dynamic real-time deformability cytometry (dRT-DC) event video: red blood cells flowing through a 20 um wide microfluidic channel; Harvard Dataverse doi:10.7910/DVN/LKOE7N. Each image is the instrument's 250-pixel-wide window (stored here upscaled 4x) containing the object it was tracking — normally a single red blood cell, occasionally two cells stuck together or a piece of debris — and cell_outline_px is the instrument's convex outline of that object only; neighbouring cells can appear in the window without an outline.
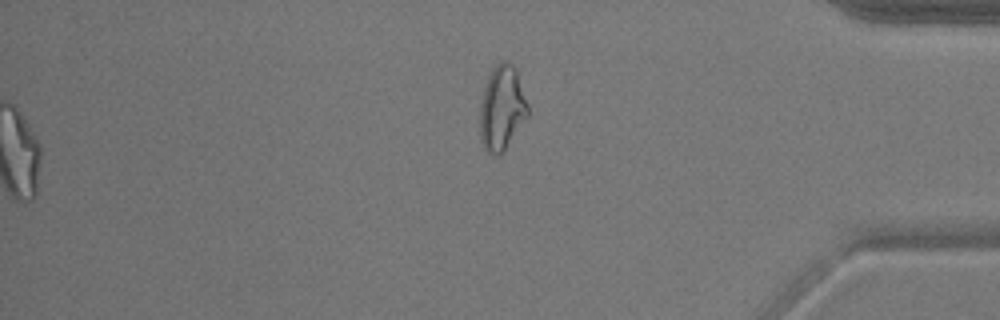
{"species": "common noctule bat (a hibernating species)", "species_latin": "Nyctalus noctula", "temperature_condition": "warm", "stored_images_in_passage": 52, "segment_of_instrument_passage": [2, 2], "camera_frame_rate_fps": 3000, "um_per_image_px": 0.085, "animal": {"sex": "male", "body_mass_g": 17.9}, "frame": {"image": 1, "passage_image": 52, "time_ms": 17.0, "image_size_px": [1000, 320], "cell_outline_px": [[528, 116], [504, 152], [488, 152], [484, 148], [480, 140], [480, 104], [484, 88], [488, 76], [492, 68], [500, 60], [508, 60], [512, 64], [516, 72], [528, 104]], "centroid_in_image_um": [42.65, 9.16], "position_along_channel_um": 392.5, "area_um2": 23.52}}